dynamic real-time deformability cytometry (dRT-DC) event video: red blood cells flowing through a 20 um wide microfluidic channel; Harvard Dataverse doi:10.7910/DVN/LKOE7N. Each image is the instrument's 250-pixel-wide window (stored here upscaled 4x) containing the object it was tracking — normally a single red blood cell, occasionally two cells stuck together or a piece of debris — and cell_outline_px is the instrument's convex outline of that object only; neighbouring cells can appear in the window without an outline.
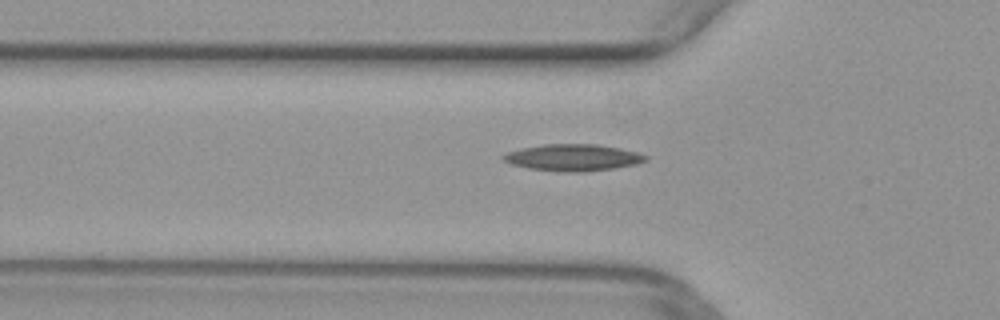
{"species": "common noctule bat (a hibernating species)", "species_latin": "Nyctalus noctula", "temperature_condition": "warm", "stored_images_in_passage": 36, "camera_frame_rate_fps": 3000, "um_per_image_px": 0.085, "animal": {"sex": "female", "body_mass_g": 29.2, "forearm_length_mm": 56.3}, "frame": {"image": 1, "passage_image": 5, "time_ms": 1.333, "image_size_px": [1000, 320], "cell_outline_px": [[648, 160], [636, 164], [616, 168], [584, 172], [568, 172], [528, 168], [512, 164], [504, 160], [500, 156], [504, 152], [520, 148], [544, 144], [596, 144], [620, 148], [636, 152], [648, 156]], "centroid_in_image_um": [48.69, 13.39], "position_along_channel_um": 77.1, "area_um2": 22.25}}
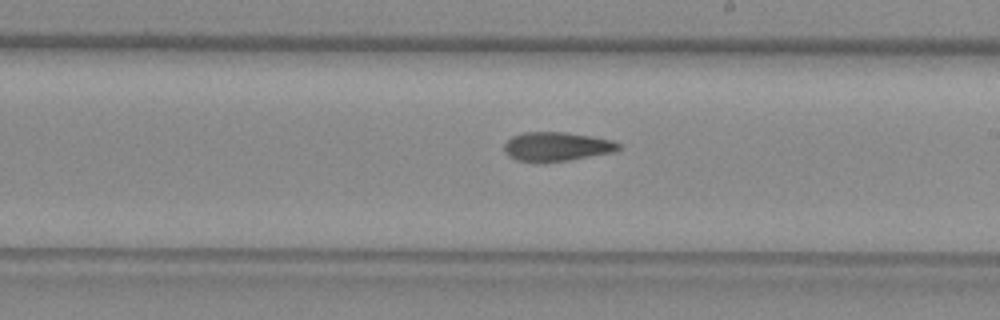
{"frame": {"image": 2, "passage_image": 17, "time_ms": 5.333, "image_size_px": [1000, 320], "cell_outline_px": [[620, 148], [612, 152], [568, 160], [544, 164], [536, 164], [516, 160], [508, 156], [504, 152], [504, 144], [512, 136], [524, 132], [568, 132], [592, 136], [612, 140], [620, 144]], "centroid_in_image_um": [47.25, 12.48], "position_along_channel_um": 241.7, "area_um2": 19.77}}
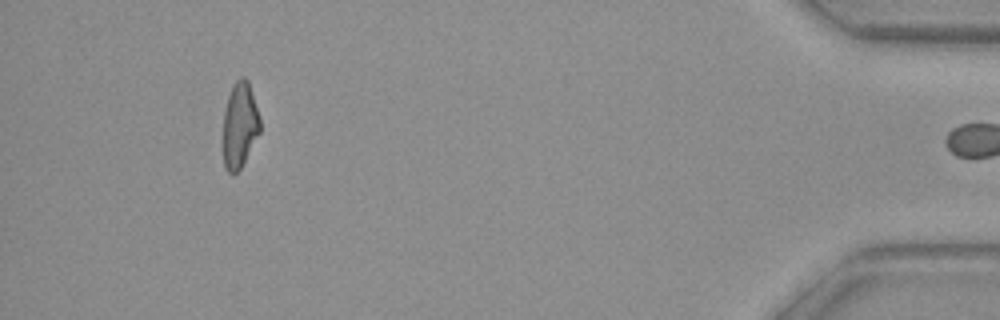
{"frame": {"image": 3, "passage_image": 35, "time_ms": 11.333, "image_size_px": [1000, 320], "cell_outline_px": [[260, 132], [240, 168], [232, 176], [224, 168], [224, 112], [228, 96], [236, 80], [240, 76], [244, 76], [248, 80], [260, 120]], "centroid_in_image_um": [20.37, 10.64], "position_along_channel_um": 414.8, "area_um2": 18.09}}